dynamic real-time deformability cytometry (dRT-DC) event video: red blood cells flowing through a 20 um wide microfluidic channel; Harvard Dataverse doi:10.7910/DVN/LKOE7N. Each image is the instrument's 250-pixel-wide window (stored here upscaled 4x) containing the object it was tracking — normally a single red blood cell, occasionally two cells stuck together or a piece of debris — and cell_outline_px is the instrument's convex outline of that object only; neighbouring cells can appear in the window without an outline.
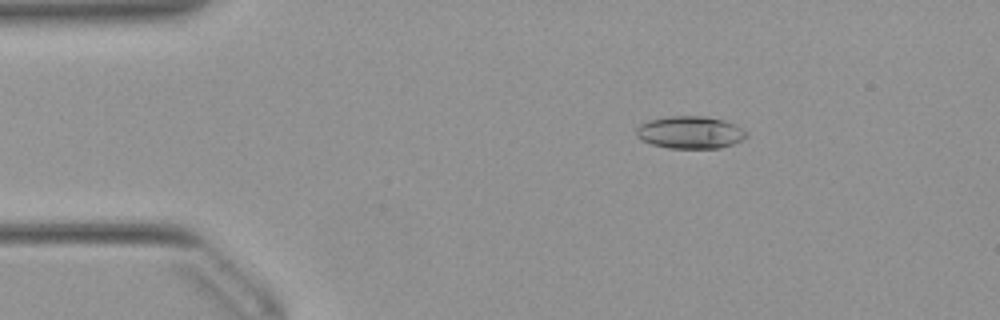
{"species": "Egyptian fruit bat (a non-hibernating species)", "species_latin": "Rousettus aegyptiacus", "temperature_condition": "warm", "stored_images_in_passage": 46, "camera_frame_rate_fps": 3000, "um_per_image_px": 0.085, "animal": {"sex": "female"}, "frame": {"image": 1, "passage_image": 3, "time_ms": 0.667, "image_size_px": [1000, 320], "cell_outline_px": [[748, 136], [744, 140], [720, 148], [668, 148], [652, 144], [640, 140], [636, 136], [636, 128], [640, 124], [648, 120], [672, 116], [704, 116], [724, 120], [736, 124], [748, 132]], "centroid_in_image_um": [58.68, 11.25], "position_along_channel_um": 26.3, "area_um2": 21.04}}
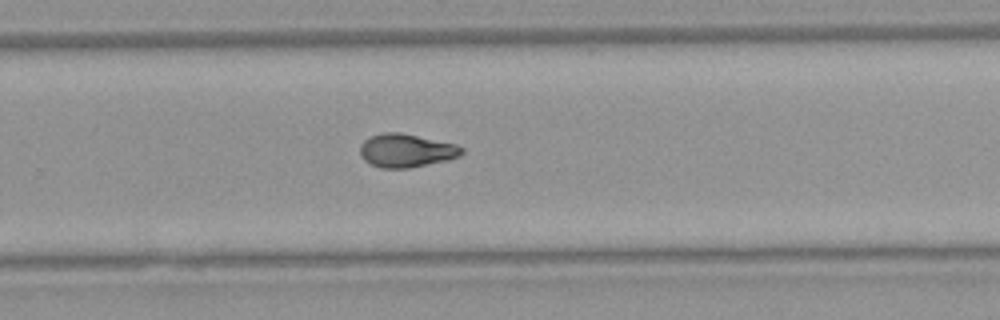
{"frame": {"image": 2, "passage_image": 28, "time_ms": 9.0, "image_size_px": [1000, 320], "cell_outline_px": [[464, 152], [460, 156], [448, 160], [408, 168], [380, 168], [364, 160], [360, 156], [360, 144], [368, 136], [380, 132], [400, 132], [456, 144], [464, 148]], "centroid_in_image_um": [34.51, 12.78], "position_along_channel_um": 295.3, "area_um2": 20.0}}
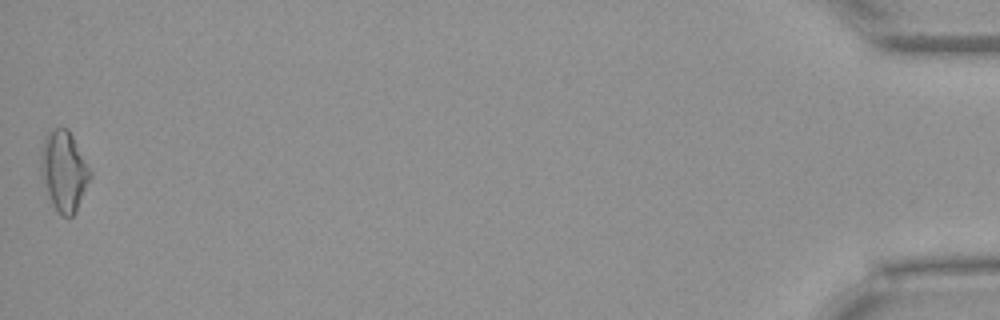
{"frame": {"image": 3, "passage_image": 46, "time_ms": 15.0, "image_size_px": [1000, 320], "cell_outline_px": [[92, 176], [76, 212], [72, 216], [60, 216], [52, 204], [48, 196], [40, 176], [40, 156], [44, 136], [52, 128], [68, 128], [92, 172]], "centroid_in_image_um": [5.42, 14.54], "position_along_channel_um": 429.8, "area_um2": 23.35}, "authors_computed_cell_mechanics": {"area_um2": 19.652, "velocity_mm_per_s": 3.9295, "shape_relaxation_time_tau1_ms": 4.4699, "shape_relaxation_time_tau2_ms": 3.6819, "deformation_change_tau1": 0.1764, "deformation_change_tau2": 0.0924}}